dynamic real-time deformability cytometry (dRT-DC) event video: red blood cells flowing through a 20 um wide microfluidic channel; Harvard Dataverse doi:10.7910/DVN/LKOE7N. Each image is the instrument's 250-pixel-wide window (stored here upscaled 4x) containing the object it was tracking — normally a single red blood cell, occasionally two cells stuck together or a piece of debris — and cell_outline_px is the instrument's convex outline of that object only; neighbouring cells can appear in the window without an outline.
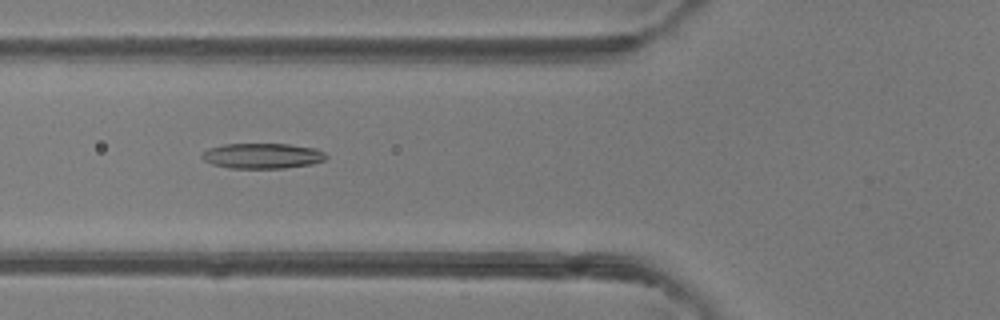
{"species": "common noctule bat (a hibernating species)", "species_latin": "Nyctalus noctula", "temperature_condition": "room temperature", "stored_images_in_passage": 49, "camera_frame_rate_fps": 3000, "um_per_image_px": 0.085, "animal": {"sex": "female"}, "frame": {"image": 1, "passage_image": 18, "time_ms": 5.667, "image_size_px": [1000, 320], "cell_outline_px": [[328, 156], [324, 160], [312, 164], [284, 168], [232, 168], [212, 164], [204, 160], [200, 156], [208, 148], [224, 144], [288, 144], [316, 148], [324, 152]], "centroid_in_image_um": [22.32, 13.24], "position_along_channel_um": 103.5, "area_um2": 18.32}}
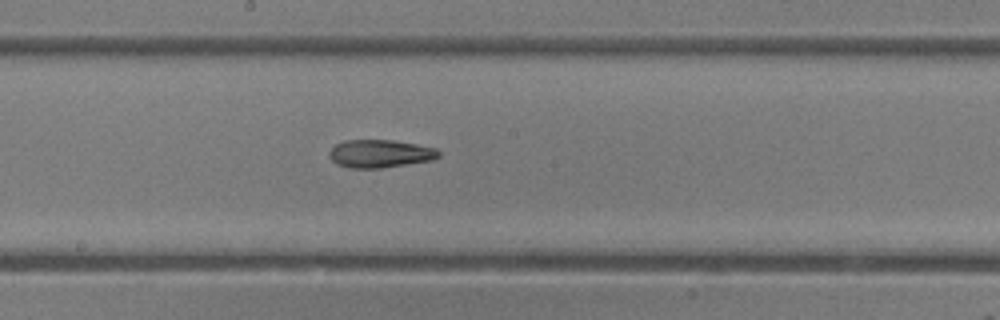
{"frame": {"image": 2, "passage_image": 26, "time_ms": 8.333, "image_size_px": [1000, 320], "cell_outline_px": [[440, 156], [432, 160], [380, 168], [348, 168], [336, 164], [328, 156], [328, 152], [336, 144], [344, 140], [392, 140], [416, 144], [436, 148], [440, 152]], "centroid_in_image_um": [32.28, 13.06], "position_along_channel_um": 215.9, "area_um2": 17.86}}
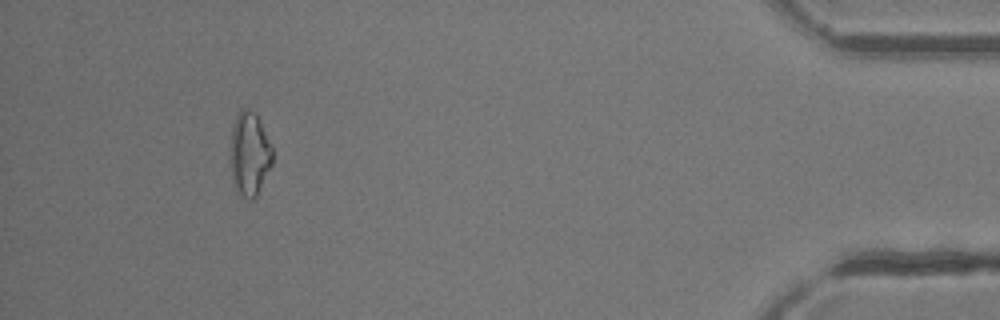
{"frame": {"image": 3, "passage_image": 45, "time_ms": 14.667, "image_size_px": [1000, 320], "cell_outline_px": [[272, 164], [256, 196], [252, 200], [244, 200], [236, 192], [232, 180], [232, 128], [236, 116], [240, 108], [248, 108], [256, 112], [272, 148]], "centroid_in_image_um": [21.21, 13.1], "position_along_channel_um": 414.0, "area_um2": 20.4}, "authors_computed_cell_mechanics": {"area_um2": 18.8428, "velocity_mm_per_s": 4.1864, "shape_relaxation_time_tau1_ms": 7.2242, "shape_relaxation_time_tau2_ms": 4.3803, "deformation_change_tau1": 0.1938, "deformation_change_tau2": 0.1373}}